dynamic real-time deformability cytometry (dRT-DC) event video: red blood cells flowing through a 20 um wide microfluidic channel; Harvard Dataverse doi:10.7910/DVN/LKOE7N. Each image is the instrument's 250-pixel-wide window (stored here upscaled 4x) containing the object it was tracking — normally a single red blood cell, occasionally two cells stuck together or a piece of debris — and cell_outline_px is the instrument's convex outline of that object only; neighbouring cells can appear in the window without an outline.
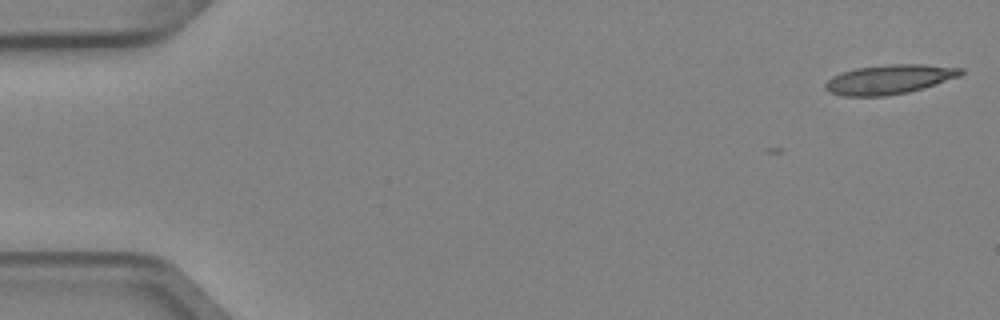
{"species": "Egyptian fruit bat (a non-hibernating species)", "species_latin": "Rousettus aegyptiacus", "temperature_condition": "cold", "stored_images_in_passage": 5, "camera_frame_rate_fps": 3000, "um_per_image_px": 0.085, "animal": {"sex": "female"}, "frame": {"image": 1, "passage_image": 1, "time_ms": 0.0, "image_size_px": [1000, 320], "cell_outline_px": [[964, 72], [960, 76], [924, 88], [908, 92], [884, 96], [844, 96], [828, 92], [824, 88], [824, 84], [832, 76], [840, 72], [856, 68], [892, 64], [924, 64], [964, 68]], "centroid_in_image_um": [75.59, 6.74], "position_along_channel_um": 9.4, "area_um2": 23.35}}
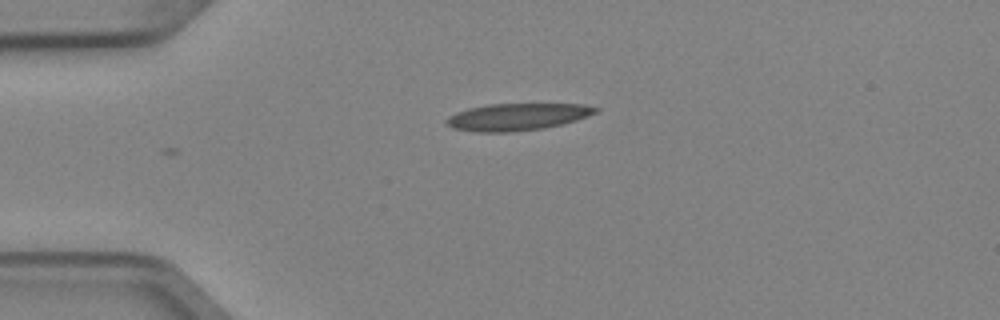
{"frame": {"image": 2, "passage_image": 4, "time_ms": 1.0, "image_size_px": [1000, 320], "cell_outline_px": [[600, 108], [596, 112], [588, 116], [576, 120], [544, 128], [508, 132], [476, 132], [452, 128], [444, 120], [448, 116], [456, 112], [468, 108], [488, 104], [584, 104]], "centroid_in_image_um": [43.94, 9.93], "position_along_channel_um": 41.1, "area_um2": 23.47}}